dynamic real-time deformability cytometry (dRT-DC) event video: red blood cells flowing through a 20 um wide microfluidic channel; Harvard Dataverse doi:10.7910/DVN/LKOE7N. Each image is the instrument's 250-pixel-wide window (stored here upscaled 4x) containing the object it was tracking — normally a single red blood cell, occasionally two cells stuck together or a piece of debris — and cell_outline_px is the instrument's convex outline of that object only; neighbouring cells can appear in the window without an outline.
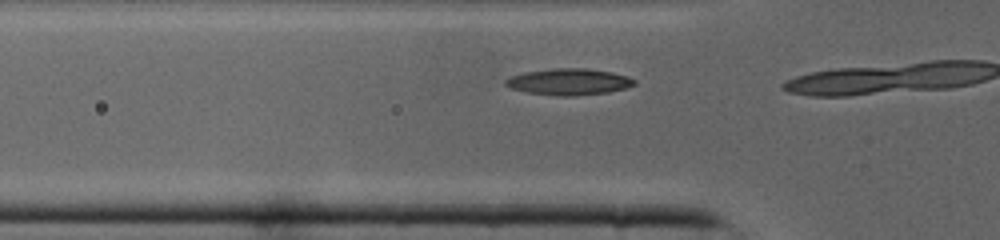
{"species": "common noctule bat (a hibernating species)", "species_latin": "Nyctalus noctula", "temperature_condition": "cold", "stored_images_in_passage": 3, "camera_frame_rate_fps": 3000, "um_per_image_px": 0.085, "animal": {"sex": "male", "body_mass_g": 19.0, "forearm_length_mm": 50.8}, "frame": {"image": 1, "passage_image": 2, "time_ms": 0.333, "image_size_px": [1000, 240], "cell_outline_px": [[636, 84], [624, 88], [608, 92], [572, 96], [556, 96], [528, 92], [512, 88], [504, 84], [504, 80], [512, 76], [524, 72], [552, 68], [584, 68], [612, 72], [628, 76], [636, 80]], "centroid_in_image_um": [48.36, 6.94], "position_along_channel_um": 77.4, "area_um2": 19.77}}